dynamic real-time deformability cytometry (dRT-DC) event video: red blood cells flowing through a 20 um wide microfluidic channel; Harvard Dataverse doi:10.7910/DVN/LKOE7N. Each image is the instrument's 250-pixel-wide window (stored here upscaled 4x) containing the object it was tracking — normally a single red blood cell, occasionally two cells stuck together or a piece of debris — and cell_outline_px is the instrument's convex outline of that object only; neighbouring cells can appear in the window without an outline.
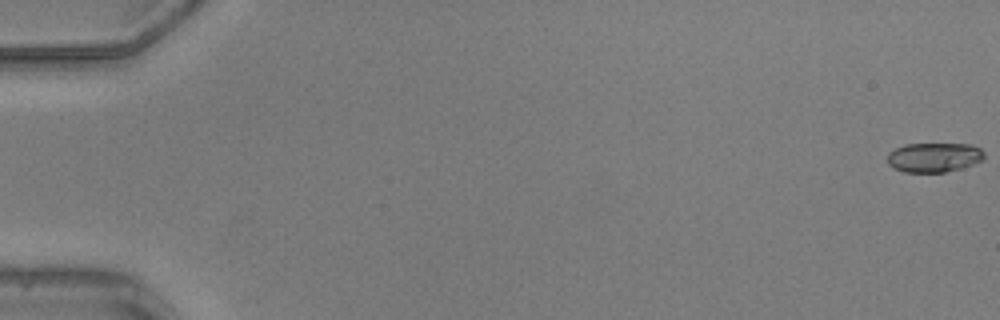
{"species": "common noctule bat (a hibernating species)", "species_latin": "Nyctalus noctula", "temperature_condition": "warm", "stored_images_in_passage": 18, "camera_frame_rate_fps": 3000, "um_per_image_px": 0.085, "animal": {"sex": "male", "body_mass_g": 20.5, "forearm_length_mm": 52.5}, "frame": {"image": 1, "passage_image": 1, "time_ms": 0.0, "image_size_px": [1000, 320], "cell_outline_px": [[984, 156], [980, 160], [972, 164], [960, 168], [944, 172], [904, 172], [892, 168], [888, 164], [888, 152], [904, 144], [972, 144], [980, 148], [984, 152]], "centroid_in_image_um": [79.35, 13.37], "position_along_channel_um": 5.6, "area_um2": 16.59}}
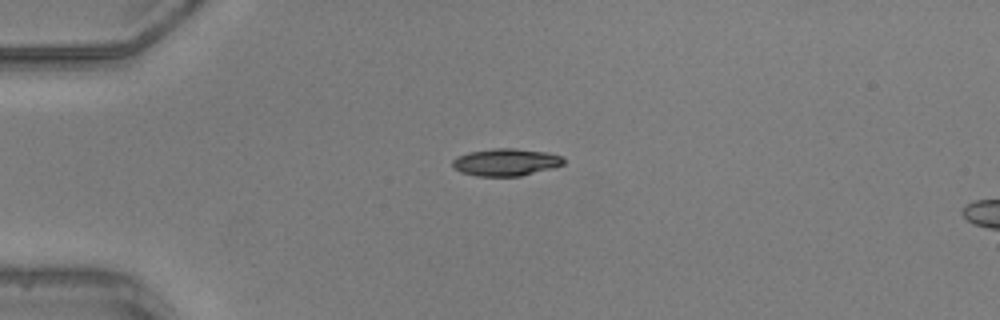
{"frame": {"image": 2, "passage_image": 14, "time_ms": 4.333, "image_size_px": [1000, 320], "cell_outline_px": [[564, 164], [552, 168], [520, 176], [476, 176], [460, 172], [452, 168], [452, 160], [456, 156], [468, 152], [492, 148], [512, 148], [548, 152], [564, 156]], "centroid_in_image_um": [42.97, 13.78], "position_along_channel_um": 42.0, "area_um2": 17.92}}